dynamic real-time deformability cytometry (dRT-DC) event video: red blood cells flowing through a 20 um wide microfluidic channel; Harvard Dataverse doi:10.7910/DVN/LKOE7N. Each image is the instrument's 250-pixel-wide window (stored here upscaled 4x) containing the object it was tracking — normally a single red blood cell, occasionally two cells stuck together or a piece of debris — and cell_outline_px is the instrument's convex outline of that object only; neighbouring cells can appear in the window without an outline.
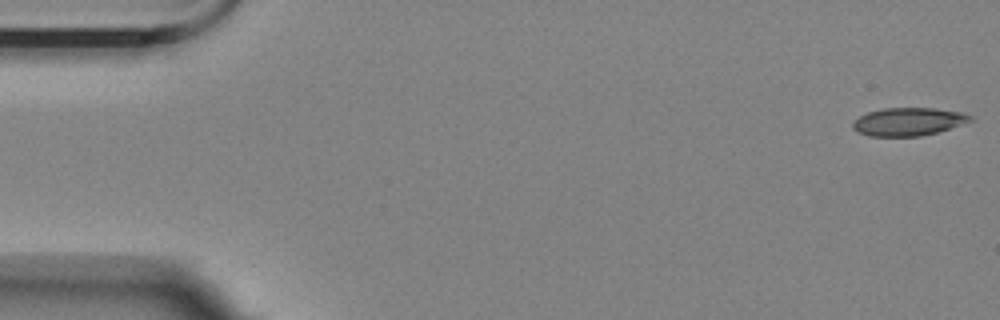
{"species": "Egyptian fruit bat (a non-hibernating species)", "species_latin": "Rousettus aegyptiacus", "temperature_condition": "room temperature", "stored_images_in_passage": 56, "camera_frame_rate_fps": 3000, "um_per_image_px": 0.085, "animal": {"sex": "female"}, "frame": {"image": 1, "passage_image": 1, "time_ms": 0.0, "image_size_px": [1000, 320], "cell_outline_px": [[972, 120], [936, 132], [920, 136], [868, 136], [856, 132], [852, 128], [852, 120], [868, 112], [884, 108], [936, 108], [964, 112], [972, 116]], "centroid_in_image_um": [77.16, 10.33], "position_along_channel_um": 7.8, "area_um2": 19.19}}
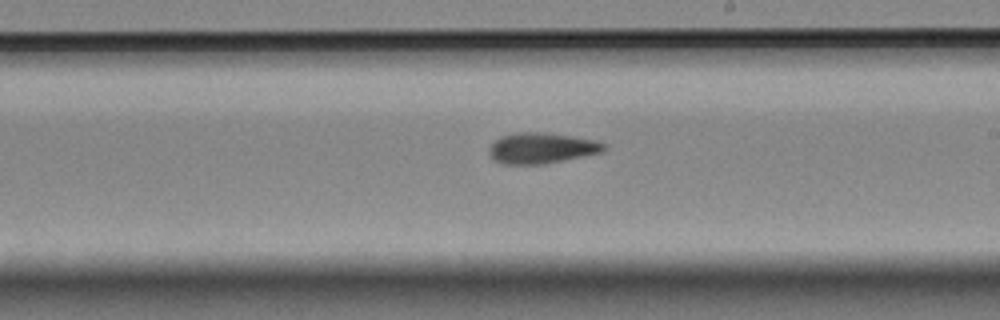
{"frame": {"image": 2, "passage_image": 32, "time_ms": 10.333, "image_size_px": [1000, 320], "cell_outline_px": [[608, 148], [600, 152], [544, 164], [500, 164], [492, 160], [488, 152], [488, 148], [500, 136], [516, 132], [544, 132], [572, 136], [596, 140], [608, 144]], "centroid_in_image_um": [46.0, 12.58], "position_along_channel_um": 243.0, "area_um2": 20.75}}
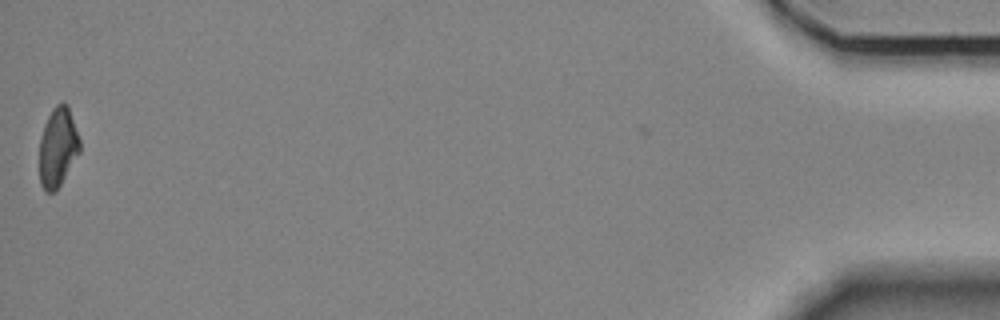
{"frame": {"image": 3, "passage_image": 56, "time_ms": 18.333, "image_size_px": [1000, 320], "cell_outline_px": [[80, 152], [56, 192], [44, 192], [40, 184], [40, 140], [44, 124], [52, 108], [56, 104], [64, 100], [68, 104], [80, 140]], "centroid_in_image_um": [4.92, 12.5], "position_along_channel_um": 430.3, "area_um2": 18.9}, "authors_computed_cell_mechanics": {"area_um2": 19.8543, "velocity_mm_per_s": 3.5261, "shape_relaxation_time_tau1_ms": null, "shape_relaxation_time_tau2_ms": 5.8178, "deformation_change_tau1": null, "deformation_change_tau2": 0.1295}}